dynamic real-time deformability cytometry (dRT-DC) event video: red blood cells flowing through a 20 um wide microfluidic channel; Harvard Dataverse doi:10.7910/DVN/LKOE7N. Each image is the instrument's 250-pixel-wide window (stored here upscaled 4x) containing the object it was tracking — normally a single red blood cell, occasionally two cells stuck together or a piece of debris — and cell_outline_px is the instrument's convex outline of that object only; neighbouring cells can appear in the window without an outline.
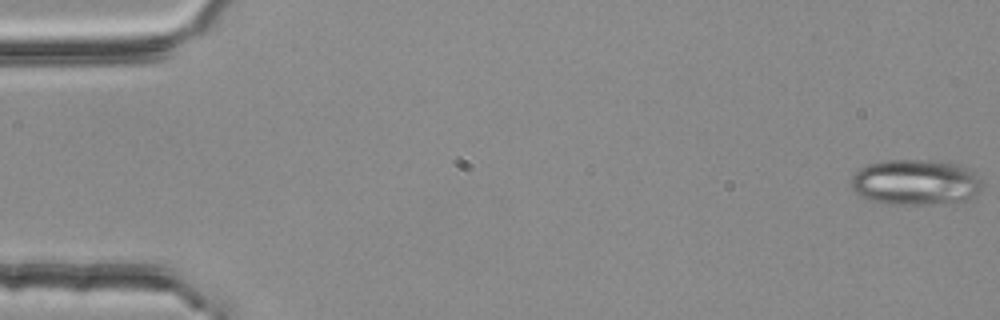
{"species": "common noctule bat (a hibernating species)", "species_latin": "Nyctalus noctula", "temperature_condition": "room temperature", "stored_images_in_passage": 14, "camera_frame_rate_fps": 3000, "um_per_image_px": 0.085, "animal": {"sex": "female", "body_mass_g": 25.1}, "frame": {"image": 1, "passage_image": 1, "time_ms": 0.0, "image_size_px": [1000, 320], "cell_outline_px": [[984, 188], [980, 192], [964, 200], [928, 204], [884, 204], [868, 200], [860, 196], [856, 192], [852, 184], [852, 176], [860, 168], [868, 164], [884, 160], [936, 160], [956, 164], [972, 172], [984, 184]], "centroid_in_image_um": [77.8, 15.49], "position_along_channel_um": 7.2, "area_um2": 34.74}}